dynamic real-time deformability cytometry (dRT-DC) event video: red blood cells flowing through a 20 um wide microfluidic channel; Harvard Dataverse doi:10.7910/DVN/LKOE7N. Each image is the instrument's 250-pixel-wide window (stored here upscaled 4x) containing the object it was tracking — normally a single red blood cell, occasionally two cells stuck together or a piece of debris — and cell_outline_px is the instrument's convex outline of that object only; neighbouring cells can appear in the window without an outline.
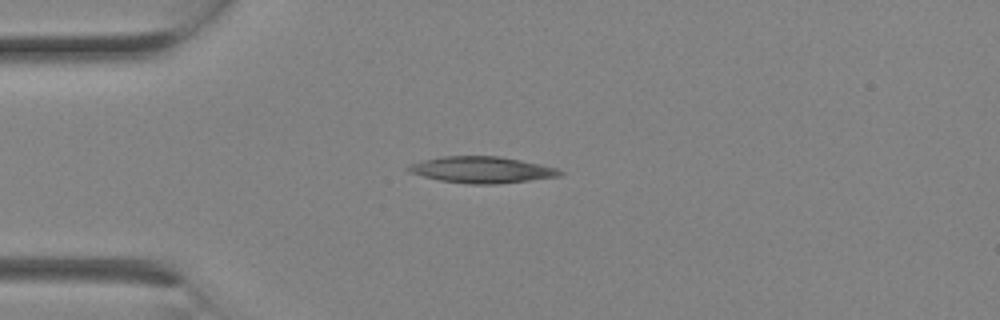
{"species": "Egyptian fruit bat (a non-hibernating species)", "species_latin": "Rousettus aegyptiacus", "temperature_condition": "room temperature", "stored_images_in_passage": 2, "camera_frame_rate_fps": 3000, "um_per_image_px": 0.085, "animal": {"sex": "female"}, "frame": {"image": 1, "passage_image": 2, "time_ms": 0.333, "image_size_px": [1000, 320], "cell_outline_px": [[564, 172], [560, 176], [496, 184], [468, 184], [440, 180], [408, 172], [404, 168], [412, 164], [424, 160], [440, 156], [500, 156], [540, 164], [556, 168]], "centroid_in_image_um": [40.93, 14.43], "position_along_channel_um": 44.1, "area_um2": 23.12}}